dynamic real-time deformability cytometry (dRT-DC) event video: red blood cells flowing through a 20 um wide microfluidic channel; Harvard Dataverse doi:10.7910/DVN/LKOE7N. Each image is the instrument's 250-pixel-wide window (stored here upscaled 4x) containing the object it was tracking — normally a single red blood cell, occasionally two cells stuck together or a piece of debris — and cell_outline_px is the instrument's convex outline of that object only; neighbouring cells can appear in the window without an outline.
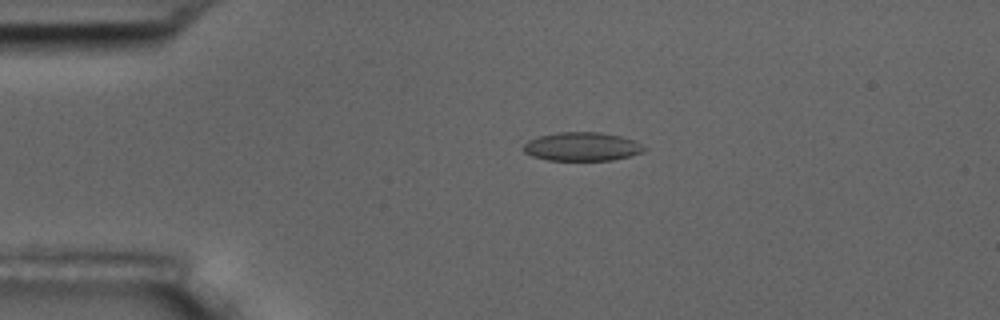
{"species": "common noctule bat (a hibernating species)", "species_latin": "Nyctalus noctula", "temperature_condition": "room temperature", "stored_images_in_passage": 9, "camera_frame_rate_fps": 3000, "um_per_image_px": 0.085, "animal": {"sex": "male", "body_mass_g": 17.5, "forearm_length_mm": 52.3}, "frame": {"image": 1, "passage_image": 1, "time_ms": 0.0, "image_size_px": [1000, 320], "cell_outline_px": [[648, 148], [644, 152], [612, 160], [548, 160], [532, 156], [524, 152], [520, 148], [528, 140], [536, 136], [556, 132], [600, 132], [620, 136], [632, 140]], "centroid_in_image_um": [49.42, 12.45], "position_along_channel_um": 35.6, "area_um2": 20.29}}
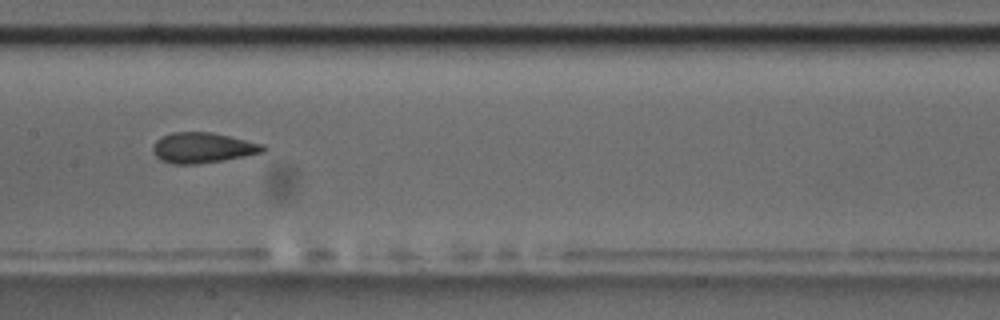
{"frame": {"image": 2, "passage_image": 6, "time_ms": 5.333, "image_size_px": [1000, 320], "cell_outline_px": [[268, 148], [264, 152], [224, 160], [196, 164], [172, 164], [160, 160], [152, 152], [152, 148], [156, 140], [172, 132], [212, 132], [264, 144]], "centroid_in_image_um": [17.24, 12.56], "position_along_channel_um": 190.2, "area_um2": 19.59}}
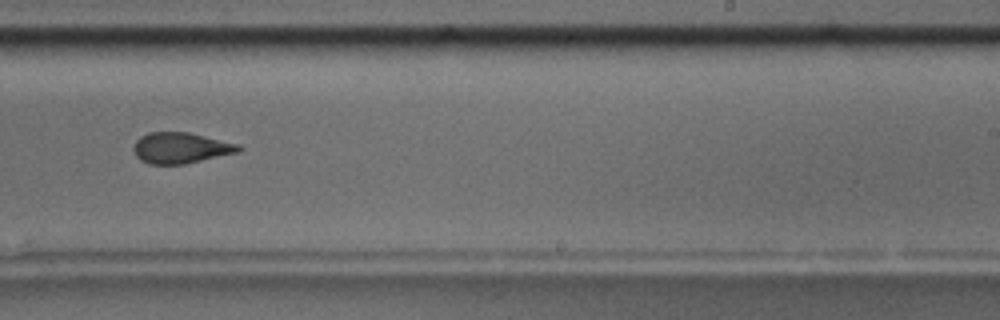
{"frame": {"image": 3, "passage_image": 8, "time_ms": 7.667, "image_size_px": [1000, 320], "cell_outline_px": [[244, 148], [240, 152], [184, 164], [148, 164], [140, 160], [136, 156], [132, 148], [136, 140], [140, 136], [148, 132], [188, 132], [240, 144]], "centroid_in_image_um": [15.37, 12.57], "position_along_channel_um": 273.6, "area_um2": 19.13}}